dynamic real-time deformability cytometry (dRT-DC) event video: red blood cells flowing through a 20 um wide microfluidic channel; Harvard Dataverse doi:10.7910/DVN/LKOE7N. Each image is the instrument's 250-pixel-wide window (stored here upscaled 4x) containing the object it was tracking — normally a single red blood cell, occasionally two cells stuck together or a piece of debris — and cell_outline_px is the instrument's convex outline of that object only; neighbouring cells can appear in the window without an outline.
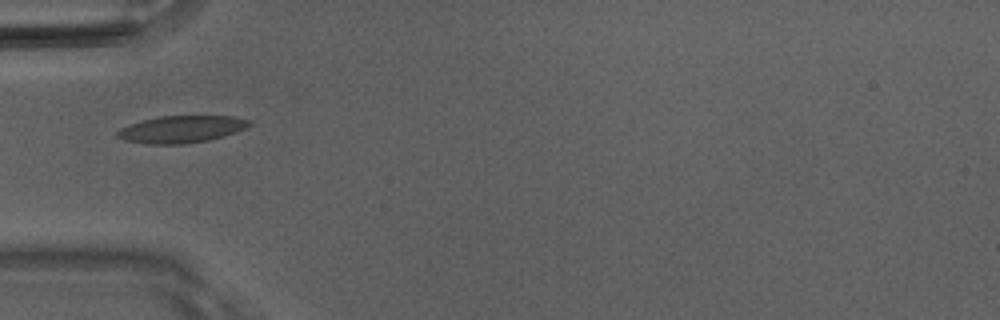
{"species": "Egyptian fruit bat (a non-hibernating species)", "species_latin": "Rousettus aegyptiacus", "temperature_condition": "room temperature", "stored_images_in_passage": 3, "camera_frame_rate_fps": 3000, "um_per_image_px": 0.085, "animal": {"sex": "male"}, "frame": {"image": 1, "passage_image": 1, "time_ms": 0.0, "image_size_px": [1000, 320], "cell_outline_px": [[252, 124], [236, 132], [208, 140], [184, 144], [148, 144], [124, 140], [116, 136], [116, 132], [120, 128], [144, 120], [160, 116], [232, 116], [252, 120]], "centroid_in_image_um": [15.43, 10.98], "position_along_channel_um": 69.6, "area_um2": 20.69}}